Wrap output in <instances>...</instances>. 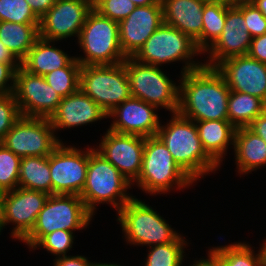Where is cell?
Wrapping results in <instances>:
<instances>
[{
	"mask_svg": "<svg viewBox=\"0 0 266 266\" xmlns=\"http://www.w3.org/2000/svg\"><path fill=\"white\" fill-rule=\"evenodd\" d=\"M206 153L220 166L228 145H234L236 128L229 120L195 121Z\"/></svg>",
	"mask_w": 266,
	"mask_h": 266,
	"instance_id": "obj_24",
	"label": "cell"
},
{
	"mask_svg": "<svg viewBox=\"0 0 266 266\" xmlns=\"http://www.w3.org/2000/svg\"><path fill=\"white\" fill-rule=\"evenodd\" d=\"M92 217L79 195H49L33 229L22 242L32 249L45 235L53 231L83 230L90 224Z\"/></svg>",
	"mask_w": 266,
	"mask_h": 266,
	"instance_id": "obj_7",
	"label": "cell"
},
{
	"mask_svg": "<svg viewBox=\"0 0 266 266\" xmlns=\"http://www.w3.org/2000/svg\"><path fill=\"white\" fill-rule=\"evenodd\" d=\"M233 147L240 174H248L265 166L266 142L248 127L236 129Z\"/></svg>",
	"mask_w": 266,
	"mask_h": 266,
	"instance_id": "obj_23",
	"label": "cell"
},
{
	"mask_svg": "<svg viewBox=\"0 0 266 266\" xmlns=\"http://www.w3.org/2000/svg\"><path fill=\"white\" fill-rule=\"evenodd\" d=\"M252 0H235V4L238 2H251Z\"/></svg>",
	"mask_w": 266,
	"mask_h": 266,
	"instance_id": "obj_51",
	"label": "cell"
},
{
	"mask_svg": "<svg viewBox=\"0 0 266 266\" xmlns=\"http://www.w3.org/2000/svg\"><path fill=\"white\" fill-rule=\"evenodd\" d=\"M163 22L161 0L154 5L136 7L118 23L119 41L124 55L133 57Z\"/></svg>",
	"mask_w": 266,
	"mask_h": 266,
	"instance_id": "obj_18",
	"label": "cell"
},
{
	"mask_svg": "<svg viewBox=\"0 0 266 266\" xmlns=\"http://www.w3.org/2000/svg\"><path fill=\"white\" fill-rule=\"evenodd\" d=\"M51 42L39 37L21 66L29 73L40 76L66 67L75 57L68 56L63 50L52 46Z\"/></svg>",
	"mask_w": 266,
	"mask_h": 266,
	"instance_id": "obj_25",
	"label": "cell"
},
{
	"mask_svg": "<svg viewBox=\"0 0 266 266\" xmlns=\"http://www.w3.org/2000/svg\"><path fill=\"white\" fill-rule=\"evenodd\" d=\"M198 54L202 52L188 35L163 22L132 58L139 63L158 67L164 63L183 61L185 66L181 73L184 74L204 65L193 61Z\"/></svg>",
	"mask_w": 266,
	"mask_h": 266,
	"instance_id": "obj_5",
	"label": "cell"
},
{
	"mask_svg": "<svg viewBox=\"0 0 266 266\" xmlns=\"http://www.w3.org/2000/svg\"><path fill=\"white\" fill-rule=\"evenodd\" d=\"M81 64L74 58L66 67L45 74V81L62 97L79 89Z\"/></svg>",
	"mask_w": 266,
	"mask_h": 266,
	"instance_id": "obj_31",
	"label": "cell"
},
{
	"mask_svg": "<svg viewBox=\"0 0 266 266\" xmlns=\"http://www.w3.org/2000/svg\"><path fill=\"white\" fill-rule=\"evenodd\" d=\"M248 128L266 142V110Z\"/></svg>",
	"mask_w": 266,
	"mask_h": 266,
	"instance_id": "obj_42",
	"label": "cell"
},
{
	"mask_svg": "<svg viewBox=\"0 0 266 266\" xmlns=\"http://www.w3.org/2000/svg\"><path fill=\"white\" fill-rule=\"evenodd\" d=\"M117 214L124 238L132 245L151 247L171 243L181 235L157 211L135 196Z\"/></svg>",
	"mask_w": 266,
	"mask_h": 266,
	"instance_id": "obj_8",
	"label": "cell"
},
{
	"mask_svg": "<svg viewBox=\"0 0 266 266\" xmlns=\"http://www.w3.org/2000/svg\"><path fill=\"white\" fill-rule=\"evenodd\" d=\"M21 157L0 143V191H12L18 187Z\"/></svg>",
	"mask_w": 266,
	"mask_h": 266,
	"instance_id": "obj_33",
	"label": "cell"
},
{
	"mask_svg": "<svg viewBox=\"0 0 266 266\" xmlns=\"http://www.w3.org/2000/svg\"><path fill=\"white\" fill-rule=\"evenodd\" d=\"M107 113L81 89L64 98L56 112L50 117L54 132L61 129L78 127L102 120Z\"/></svg>",
	"mask_w": 266,
	"mask_h": 266,
	"instance_id": "obj_21",
	"label": "cell"
},
{
	"mask_svg": "<svg viewBox=\"0 0 266 266\" xmlns=\"http://www.w3.org/2000/svg\"><path fill=\"white\" fill-rule=\"evenodd\" d=\"M20 117L14 94L0 96V143Z\"/></svg>",
	"mask_w": 266,
	"mask_h": 266,
	"instance_id": "obj_38",
	"label": "cell"
},
{
	"mask_svg": "<svg viewBox=\"0 0 266 266\" xmlns=\"http://www.w3.org/2000/svg\"><path fill=\"white\" fill-rule=\"evenodd\" d=\"M145 138L107 130L95 149L132 184L138 179L143 161Z\"/></svg>",
	"mask_w": 266,
	"mask_h": 266,
	"instance_id": "obj_16",
	"label": "cell"
},
{
	"mask_svg": "<svg viewBox=\"0 0 266 266\" xmlns=\"http://www.w3.org/2000/svg\"><path fill=\"white\" fill-rule=\"evenodd\" d=\"M205 2H220V3H224L227 5H234L235 4V0H204Z\"/></svg>",
	"mask_w": 266,
	"mask_h": 266,
	"instance_id": "obj_48",
	"label": "cell"
},
{
	"mask_svg": "<svg viewBox=\"0 0 266 266\" xmlns=\"http://www.w3.org/2000/svg\"><path fill=\"white\" fill-rule=\"evenodd\" d=\"M177 113L193 121L228 120L230 89L215 67L181 74Z\"/></svg>",
	"mask_w": 266,
	"mask_h": 266,
	"instance_id": "obj_1",
	"label": "cell"
},
{
	"mask_svg": "<svg viewBox=\"0 0 266 266\" xmlns=\"http://www.w3.org/2000/svg\"><path fill=\"white\" fill-rule=\"evenodd\" d=\"M172 115L167 125H160L157 136L166 145L174 161L194 182L218 170L219 165L202 146L195 121L178 113Z\"/></svg>",
	"mask_w": 266,
	"mask_h": 266,
	"instance_id": "obj_2",
	"label": "cell"
},
{
	"mask_svg": "<svg viewBox=\"0 0 266 266\" xmlns=\"http://www.w3.org/2000/svg\"><path fill=\"white\" fill-rule=\"evenodd\" d=\"M135 182L151 195L167 193L175 185L182 189L194 183L157 135L145 138L142 169Z\"/></svg>",
	"mask_w": 266,
	"mask_h": 266,
	"instance_id": "obj_4",
	"label": "cell"
},
{
	"mask_svg": "<svg viewBox=\"0 0 266 266\" xmlns=\"http://www.w3.org/2000/svg\"><path fill=\"white\" fill-rule=\"evenodd\" d=\"M266 110V103L250 94L230 91L228 97V120L237 129L248 127Z\"/></svg>",
	"mask_w": 266,
	"mask_h": 266,
	"instance_id": "obj_28",
	"label": "cell"
},
{
	"mask_svg": "<svg viewBox=\"0 0 266 266\" xmlns=\"http://www.w3.org/2000/svg\"><path fill=\"white\" fill-rule=\"evenodd\" d=\"M216 69L231 91L256 96L266 103V64L248 55L223 60Z\"/></svg>",
	"mask_w": 266,
	"mask_h": 266,
	"instance_id": "obj_20",
	"label": "cell"
},
{
	"mask_svg": "<svg viewBox=\"0 0 266 266\" xmlns=\"http://www.w3.org/2000/svg\"><path fill=\"white\" fill-rule=\"evenodd\" d=\"M129 81L131 96L157 108L177 113L179 85L173 83L158 66L146 65L127 57L123 62Z\"/></svg>",
	"mask_w": 266,
	"mask_h": 266,
	"instance_id": "obj_9",
	"label": "cell"
},
{
	"mask_svg": "<svg viewBox=\"0 0 266 266\" xmlns=\"http://www.w3.org/2000/svg\"><path fill=\"white\" fill-rule=\"evenodd\" d=\"M18 187L42 191L52 195L50 155L22 157Z\"/></svg>",
	"mask_w": 266,
	"mask_h": 266,
	"instance_id": "obj_27",
	"label": "cell"
},
{
	"mask_svg": "<svg viewBox=\"0 0 266 266\" xmlns=\"http://www.w3.org/2000/svg\"><path fill=\"white\" fill-rule=\"evenodd\" d=\"M48 197L45 192L21 187L5 192L0 232L8 223H15L11 236L22 241L33 229Z\"/></svg>",
	"mask_w": 266,
	"mask_h": 266,
	"instance_id": "obj_15",
	"label": "cell"
},
{
	"mask_svg": "<svg viewBox=\"0 0 266 266\" xmlns=\"http://www.w3.org/2000/svg\"><path fill=\"white\" fill-rule=\"evenodd\" d=\"M264 242L265 243L261 244L262 246L260 247V249L263 257V265L266 266V240Z\"/></svg>",
	"mask_w": 266,
	"mask_h": 266,
	"instance_id": "obj_49",
	"label": "cell"
},
{
	"mask_svg": "<svg viewBox=\"0 0 266 266\" xmlns=\"http://www.w3.org/2000/svg\"><path fill=\"white\" fill-rule=\"evenodd\" d=\"M136 7L150 6L156 4L159 0H131Z\"/></svg>",
	"mask_w": 266,
	"mask_h": 266,
	"instance_id": "obj_46",
	"label": "cell"
},
{
	"mask_svg": "<svg viewBox=\"0 0 266 266\" xmlns=\"http://www.w3.org/2000/svg\"><path fill=\"white\" fill-rule=\"evenodd\" d=\"M234 5L243 13L245 25L252 38L266 34V18L252 2H238Z\"/></svg>",
	"mask_w": 266,
	"mask_h": 266,
	"instance_id": "obj_37",
	"label": "cell"
},
{
	"mask_svg": "<svg viewBox=\"0 0 266 266\" xmlns=\"http://www.w3.org/2000/svg\"><path fill=\"white\" fill-rule=\"evenodd\" d=\"M39 38V24L0 21V40L22 62Z\"/></svg>",
	"mask_w": 266,
	"mask_h": 266,
	"instance_id": "obj_26",
	"label": "cell"
},
{
	"mask_svg": "<svg viewBox=\"0 0 266 266\" xmlns=\"http://www.w3.org/2000/svg\"><path fill=\"white\" fill-rule=\"evenodd\" d=\"M4 194L5 192L0 191V223L2 221L3 216V201H4Z\"/></svg>",
	"mask_w": 266,
	"mask_h": 266,
	"instance_id": "obj_47",
	"label": "cell"
},
{
	"mask_svg": "<svg viewBox=\"0 0 266 266\" xmlns=\"http://www.w3.org/2000/svg\"><path fill=\"white\" fill-rule=\"evenodd\" d=\"M79 89L107 114L131 97L123 62L113 65L81 66Z\"/></svg>",
	"mask_w": 266,
	"mask_h": 266,
	"instance_id": "obj_10",
	"label": "cell"
},
{
	"mask_svg": "<svg viewBox=\"0 0 266 266\" xmlns=\"http://www.w3.org/2000/svg\"><path fill=\"white\" fill-rule=\"evenodd\" d=\"M164 23L188 35L194 42L203 28L204 0H161Z\"/></svg>",
	"mask_w": 266,
	"mask_h": 266,
	"instance_id": "obj_22",
	"label": "cell"
},
{
	"mask_svg": "<svg viewBox=\"0 0 266 266\" xmlns=\"http://www.w3.org/2000/svg\"><path fill=\"white\" fill-rule=\"evenodd\" d=\"M34 14L40 19L54 4L56 0H25Z\"/></svg>",
	"mask_w": 266,
	"mask_h": 266,
	"instance_id": "obj_41",
	"label": "cell"
},
{
	"mask_svg": "<svg viewBox=\"0 0 266 266\" xmlns=\"http://www.w3.org/2000/svg\"><path fill=\"white\" fill-rule=\"evenodd\" d=\"M266 18V0H252L251 1Z\"/></svg>",
	"mask_w": 266,
	"mask_h": 266,
	"instance_id": "obj_45",
	"label": "cell"
},
{
	"mask_svg": "<svg viewBox=\"0 0 266 266\" xmlns=\"http://www.w3.org/2000/svg\"><path fill=\"white\" fill-rule=\"evenodd\" d=\"M20 66L21 63L0 62V96L14 93L16 71Z\"/></svg>",
	"mask_w": 266,
	"mask_h": 266,
	"instance_id": "obj_39",
	"label": "cell"
},
{
	"mask_svg": "<svg viewBox=\"0 0 266 266\" xmlns=\"http://www.w3.org/2000/svg\"><path fill=\"white\" fill-rule=\"evenodd\" d=\"M219 266H263L261 249L255 254L253 248L246 243H233L210 248L208 251Z\"/></svg>",
	"mask_w": 266,
	"mask_h": 266,
	"instance_id": "obj_30",
	"label": "cell"
},
{
	"mask_svg": "<svg viewBox=\"0 0 266 266\" xmlns=\"http://www.w3.org/2000/svg\"><path fill=\"white\" fill-rule=\"evenodd\" d=\"M94 266H121V265H117V264H115V263H96L95 262V264H94Z\"/></svg>",
	"mask_w": 266,
	"mask_h": 266,
	"instance_id": "obj_50",
	"label": "cell"
},
{
	"mask_svg": "<svg viewBox=\"0 0 266 266\" xmlns=\"http://www.w3.org/2000/svg\"><path fill=\"white\" fill-rule=\"evenodd\" d=\"M85 57H75L84 65L120 64L127 58L119 41V24L102 16L94 8L87 15L78 37Z\"/></svg>",
	"mask_w": 266,
	"mask_h": 266,
	"instance_id": "obj_6",
	"label": "cell"
},
{
	"mask_svg": "<svg viewBox=\"0 0 266 266\" xmlns=\"http://www.w3.org/2000/svg\"><path fill=\"white\" fill-rule=\"evenodd\" d=\"M157 109V107L131 96L107 114L108 118H116L108 129L116 133L144 138L156 136L161 125L156 114Z\"/></svg>",
	"mask_w": 266,
	"mask_h": 266,
	"instance_id": "obj_17",
	"label": "cell"
},
{
	"mask_svg": "<svg viewBox=\"0 0 266 266\" xmlns=\"http://www.w3.org/2000/svg\"><path fill=\"white\" fill-rule=\"evenodd\" d=\"M19 157L49 156L61 143L48 118L21 116L1 142Z\"/></svg>",
	"mask_w": 266,
	"mask_h": 266,
	"instance_id": "obj_11",
	"label": "cell"
},
{
	"mask_svg": "<svg viewBox=\"0 0 266 266\" xmlns=\"http://www.w3.org/2000/svg\"><path fill=\"white\" fill-rule=\"evenodd\" d=\"M209 258L207 259H199L194 261V264L191 266H219L217 262L210 256L208 255Z\"/></svg>",
	"mask_w": 266,
	"mask_h": 266,
	"instance_id": "obj_44",
	"label": "cell"
},
{
	"mask_svg": "<svg viewBox=\"0 0 266 266\" xmlns=\"http://www.w3.org/2000/svg\"><path fill=\"white\" fill-rule=\"evenodd\" d=\"M0 62L2 63H21L0 40Z\"/></svg>",
	"mask_w": 266,
	"mask_h": 266,
	"instance_id": "obj_43",
	"label": "cell"
},
{
	"mask_svg": "<svg viewBox=\"0 0 266 266\" xmlns=\"http://www.w3.org/2000/svg\"><path fill=\"white\" fill-rule=\"evenodd\" d=\"M252 37L245 25L243 13L232 5L226 12L225 26L219 38L204 52L207 67H217L223 60L247 55ZM209 51V52H208Z\"/></svg>",
	"mask_w": 266,
	"mask_h": 266,
	"instance_id": "obj_19",
	"label": "cell"
},
{
	"mask_svg": "<svg viewBox=\"0 0 266 266\" xmlns=\"http://www.w3.org/2000/svg\"><path fill=\"white\" fill-rule=\"evenodd\" d=\"M231 6L220 2H205L202 34L195 41L197 48L203 54L221 35L225 26L226 12Z\"/></svg>",
	"mask_w": 266,
	"mask_h": 266,
	"instance_id": "obj_29",
	"label": "cell"
},
{
	"mask_svg": "<svg viewBox=\"0 0 266 266\" xmlns=\"http://www.w3.org/2000/svg\"><path fill=\"white\" fill-rule=\"evenodd\" d=\"M87 257L82 255L77 256H60L54 260V266H94Z\"/></svg>",
	"mask_w": 266,
	"mask_h": 266,
	"instance_id": "obj_40",
	"label": "cell"
},
{
	"mask_svg": "<svg viewBox=\"0 0 266 266\" xmlns=\"http://www.w3.org/2000/svg\"><path fill=\"white\" fill-rule=\"evenodd\" d=\"M14 97L21 116L48 118L56 112L62 97L45 81L20 66L16 71Z\"/></svg>",
	"mask_w": 266,
	"mask_h": 266,
	"instance_id": "obj_12",
	"label": "cell"
},
{
	"mask_svg": "<svg viewBox=\"0 0 266 266\" xmlns=\"http://www.w3.org/2000/svg\"><path fill=\"white\" fill-rule=\"evenodd\" d=\"M88 160L89 147L81 151L61 142L50 154L52 195L80 196L86 181Z\"/></svg>",
	"mask_w": 266,
	"mask_h": 266,
	"instance_id": "obj_13",
	"label": "cell"
},
{
	"mask_svg": "<svg viewBox=\"0 0 266 266\" xmlns=\"http://www.w3.org/2000/svg\"><path fill=\"white\" fill-rule=\"evenodd\" d=\"M93 8L112 21L124 20L135 8L131 0H95Z\"/></svg>",
	"mask_w": 266,
	"mask_h": 266,
	"instance_id": "obj_36",
	"label": "cell"
},
{
	"mask_svg": "<svg viewBox=\"0 0 266 266\" xmlns=\"http://www.w3.org/2000/svg\"><path fill=\"white\" fill-rule=\"evenodd\" d=\"M92 9L91 0H56L40 18L39 37L52 43L72 36L79 37Z\"/></svg>",
	"mask_w": 266,
	"mask_h": 266,
	"instance_id": "obj_14",
	"label": "cell"
},
{
	"mask_svg": "<svg viewBox=\"0 0 266 266\" xmlns=\"http://www.w3.org/2000/svg\"><path fill=\"white\" fill-rule=\"evenodd\" d=\"M0 21L20 24L40 23V19L25 0H0Z\"/></svg>",
	"mask_w": 266,
	"mask_h": 266,
	"instance_id": "obj_34",
	"label": "cell"
},
{
	"mask_svg": "<svg viewBox=\"0 0 266 266\" xmlns=\"http://www.w3.org/2000/svg\"><path fill=\"white\" fill-rule=\"evenodd\" d=\"M186 242L180 235L174 242L149 247L144 266H182Z\"/></svg>",
	"mask_w": 266,
	"mask_h": 266,
	"instance_id": "obj_32",
	"label": "cell"
},
{
	"mask_svg": "<svg viewBox=\"0 0 266 266\" xmlns=\"http://www.w3.org/2000/svg\"><path fill=\"white\" fill-rule=\"evenodd\" d=\"M131 185L95 148H89L86 181L80 197L92 215L99 203H109L118 212L134 197L126 193Z\"/></svg>",
	"mask_w": 266,
	"mask_h": 266,
	"instance_id": "obj_3",
	"label": "cell"
},
{
	"mask_svg": "<svg viewBox=\"0 0 266 266\" xmlns=\"http://www.w3.org/2000/svg\"><path fill=\"white\" fill-rule=\"evenodd\" d=\"M74 233L68 230H56L45 235L32 249L45 248L48 252L57 257L66 256L72 248Z\"/></svg>",
	"mask_w": 266,
	"mask_h": 266,
	"instance_id": "obj_35",
	"label": "cell"
}]
</instances>
